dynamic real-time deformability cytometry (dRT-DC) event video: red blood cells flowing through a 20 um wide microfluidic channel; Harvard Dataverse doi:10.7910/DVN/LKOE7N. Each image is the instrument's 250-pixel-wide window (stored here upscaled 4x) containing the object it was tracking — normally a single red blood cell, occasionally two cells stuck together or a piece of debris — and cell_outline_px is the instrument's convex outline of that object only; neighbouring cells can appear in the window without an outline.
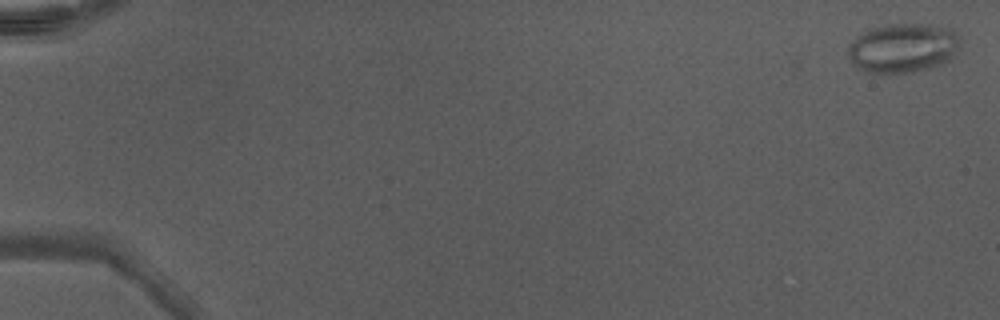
{"species": "Egyptian fruit bat (a non-hibernating species)", "species_latin": "Rousettus aegyptiacus", "temperature_condition": "warm", "stored_images_in_passage": 50, "camera_frame_rate_fps": 3000, "um_per_image_px": 0.085, "animal": {"sex": "male"}, "frame": {"image": 1, "passage_image": 2, "time_ms": 0.333, "image_size_px": [1000, 320], "cell_outline_px": [[960, 44], [952, 56], [944, 64], [912, 72], [888, 76], [864, 72], [856, 68], [848, 56], [848, 44], [856, 36], [872, 28], [892, 24], [928, 24], [952, 28], [960, 36]], "centroid_in_image_um": [76.73, 4.11], "position_along_channel_um": 8.3, "area_um2": 33.0}}
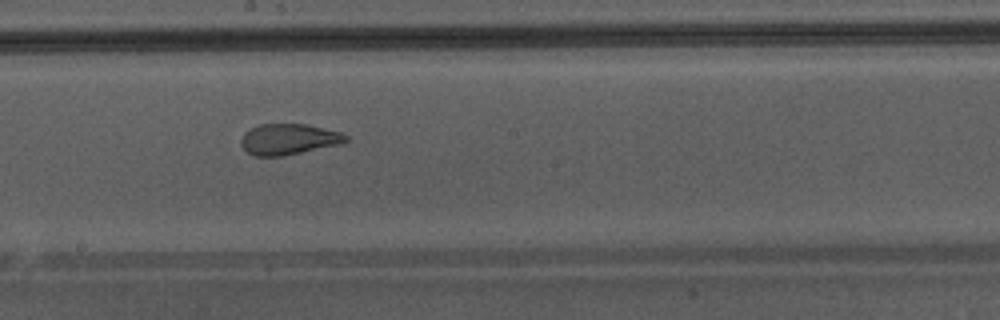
{"frame": {"image": 2, "passage_image": 30, "time_ms": 9.667, "image_size_px": [1000, 320], "cell_outline_px": [[348, 140], [340, 144], [284, 156], [256, 156], [248, 152], [240, 144], [240, 140], [244, 132], [260, 124], [308, 124], [340, 132], [348, 136]], "centroid_in_image_um": [24.53, 11.83], "position_along_channel_um": 223.7, "area_um2": 18.84}}
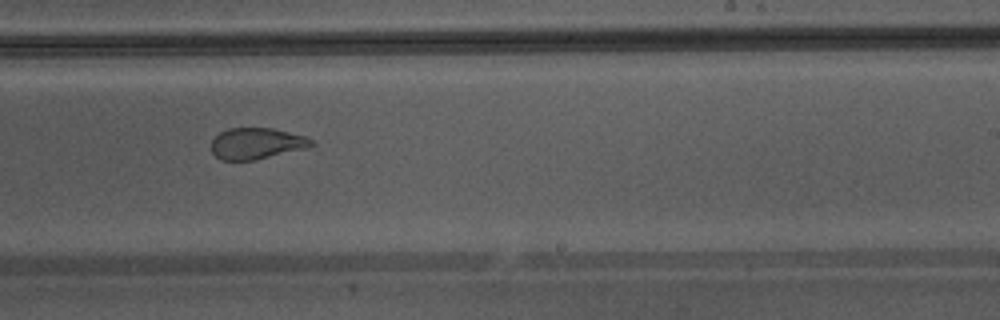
{"frame": {"image": 3, "passage_image": 33, "time_ms": 10.667, "image_size_px": [1000, 320], "cell_outline_px": [[316, 144], [308, 148], [252, 160], [220, 160], [212, 152], [212, 140], [220, 132], [228, 128], [272, 128], [304, 136], [312, 140]], "centroid_in_image_um": [21.81, 12.19], "position_along_channel_um": 267.2, "area_um2": 18.09}, "authors_computed_cell_mechanics": {"area_um2": 24.5361, "velocity_mm_per_s": 4.3672, "shape_relaxation_time_tau1_ms": null, "shape_relaxation_time_tau2_ms": 0.8388, "deformation_change_tau1": null, "deformation_change_tau2": 0.0834}}